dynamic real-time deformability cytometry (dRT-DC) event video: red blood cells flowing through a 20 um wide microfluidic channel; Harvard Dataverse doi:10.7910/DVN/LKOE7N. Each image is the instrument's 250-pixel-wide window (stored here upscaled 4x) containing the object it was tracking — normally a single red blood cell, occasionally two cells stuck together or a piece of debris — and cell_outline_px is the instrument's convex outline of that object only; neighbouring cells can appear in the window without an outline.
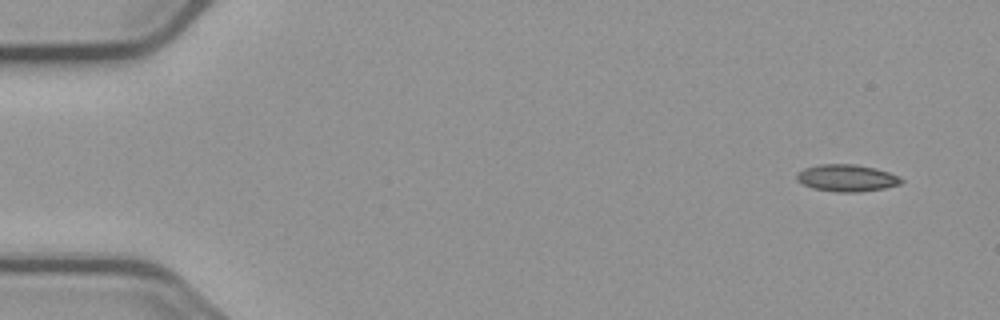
{"species": "common noctule bat (a hibernating species)", "species_latin": "Nyctalus noctula", "temperature_condition": "cold", "stored_images_in_passage": 4, "segment_of_instrument_passage": [2, 2], "camera_frame_rate_fps": 3000, "um_per_image_px": 0.085, "animal": {"sex": "male", "body_mass_g": 23.1, "forearm_length_mm": 52.7}, "frame": {"image": 1, "passage_image": 4, "time_ms": 3.667, "image_size_px": [1000, 320], "cell_outline_px": [[904, 180], [900, 184], [884, 188], [860, 192], [836, 192], [812, 188], [796, 180], [796, 172], [804, 168], [820, 164], [856, 164], [876, 168], [888, 172]], "centroid_in_image_um": [71.94, 15.12], "position_along_channel_um": 13.1, "area_um2": 16.47}}